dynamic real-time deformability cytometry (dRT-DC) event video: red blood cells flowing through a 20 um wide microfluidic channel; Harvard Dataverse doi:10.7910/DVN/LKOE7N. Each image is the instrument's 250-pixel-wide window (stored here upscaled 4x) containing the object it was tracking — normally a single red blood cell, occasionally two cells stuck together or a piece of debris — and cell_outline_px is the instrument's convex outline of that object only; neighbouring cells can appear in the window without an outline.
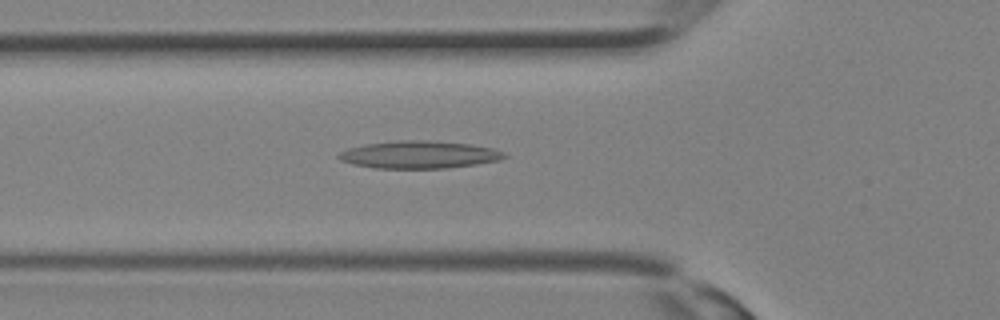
{"species": "Egyptian fruit bat (a non-hibernating species)", "species_latin": "Rousettus aegyptiacus", "temperature_condition": "room temperature", "stored_images_in_passage": 21, "camera_frame_rate_fps": 3000, "um_per_image_px": 0.085, "animal": {"sex": "female"}, "frame": {"image": 1, "passage_image": 11, "time_ms": 3.333, "image_size_px": [1000, 320], "cell_outline_px": [[508, 156], [500, 160], [448, 168], [372, 168], [352, 164], [340, 160], [336, 156], [340, 152], [348, 148], [368, 144], [396, 140], [428, 140], [468, 144], [492, 148], [504, 152]], "centroid_in_image_um": [35.6, 13.15], "position_along_channel_um": 90.2, "area_um2": 26.47}}
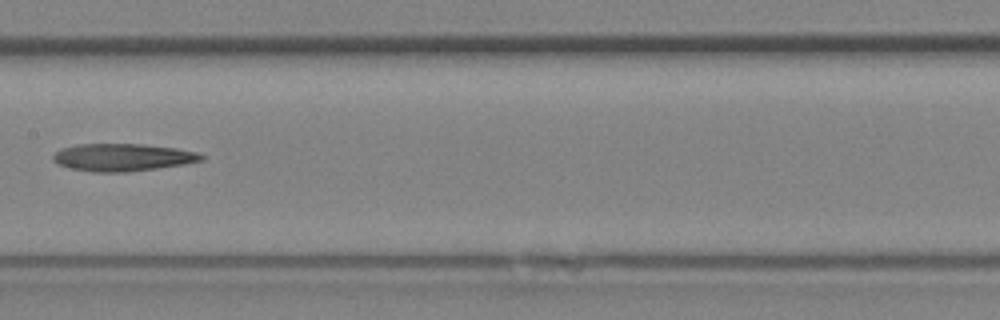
{"frame": {"image": 2, "passage_image": 16, "time_ms": 5.0, "image_size_px": [1000, 320], "cell_outline_px": [[204, 160], [184, 164], [128, 172], [92, 172], [68, 168], [52, 160], [52, 156], [60, 148], [76, 144], [144, 144], [176, 148], [200, 152], [204, 156]], "centroid_in_image_um": [10.42, 13.37], "position_along_channel_um": 197.0, "area_um2": 23.93}}
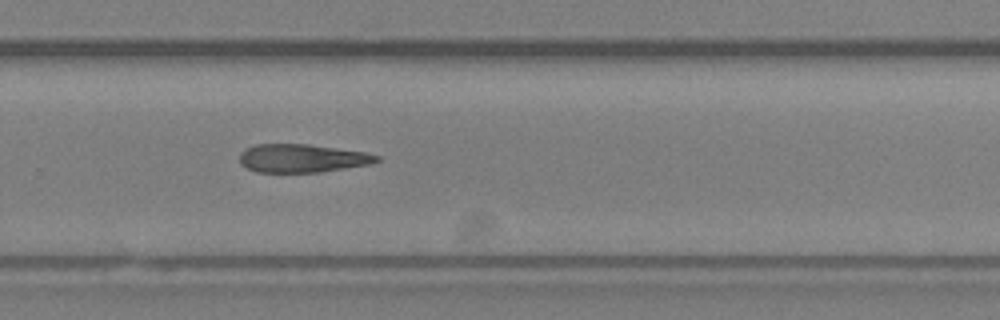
{"frame": {"image": 3, "passage_image": 21, "time_ms": 6.667, "image_size_px": [1000, 320], "cell_outline_px": [[380, 160], [368, 164], [320, 172], [256, 172], [240, 164], [240, 152], [244, 148], [256, 144], [308, 144], [364, 152], [380, 156]], "centroid_in_image_um": [25.63, 13.45], "position_along_channel_um": 304.2, "area_um2": 22.48}}